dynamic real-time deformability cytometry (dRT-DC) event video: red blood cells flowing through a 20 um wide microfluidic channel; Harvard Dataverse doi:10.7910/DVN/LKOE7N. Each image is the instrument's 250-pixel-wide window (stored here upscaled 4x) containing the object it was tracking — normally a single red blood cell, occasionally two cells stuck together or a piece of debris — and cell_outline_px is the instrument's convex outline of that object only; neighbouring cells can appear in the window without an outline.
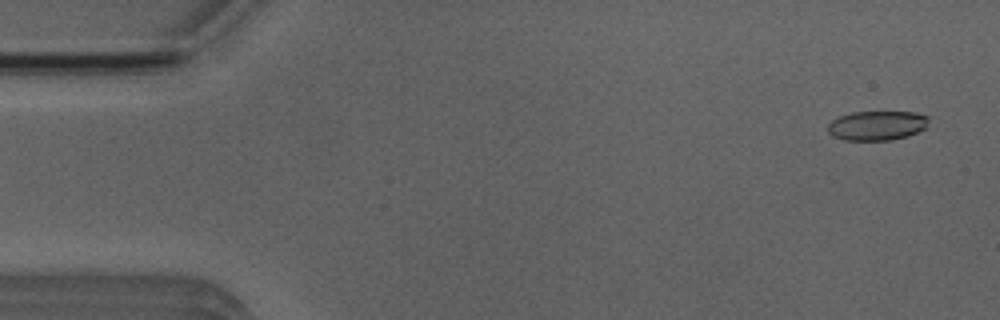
{"species": "Egyptian fruit bat (a non-hibernating species)", "species_latin": "Rousettus aegyptiacus", "temperature_condition": "room temperature", "stored_images_in_passage": 6, "camera_frame_rate_fps": 3000, "um_per_image_px": 0.085, "animal": {"sex": "male"}, "frame": {"image": 1, "passage_image": 1, "time_ms": 0.0, "image_size_px": [1000, 320], "cell_outline_px": [[928, 120], [924, 128], [908, 136], [892, 140], [844, 140], [832, 136], [828, 132], [828, 124], [832, 120], [840, 116], [852, 112], [916, 112], [928, 116]], "centroid_in_image_um": [74.52, 10.67], "position_along_channel_um": 10.5, "area_um2": 17.28}}
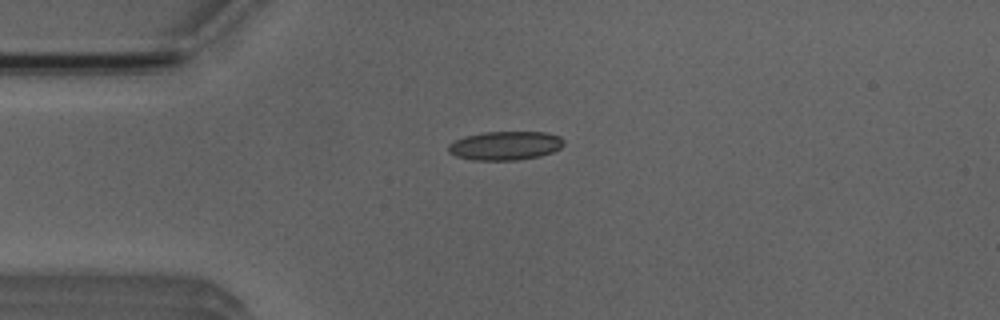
{"frame": {"image": 2, "passage_image": 4, "time_ms": 3.333, "image_size_px": [1000, 320], "cell_outline_px": [[564, 144], [560, 148], [552, 152], [540, 156], [516, 160], [472, 160], [456, 156], [448, 152], [448, 144], [456, 140], [468, 136], [484, 132], [544, 132], [560, 136], [564, 140]], "centroid_in_image_um": [42.96, 12.38], "position_along_channel_um": 42.0, "area_um2": 19.31}}
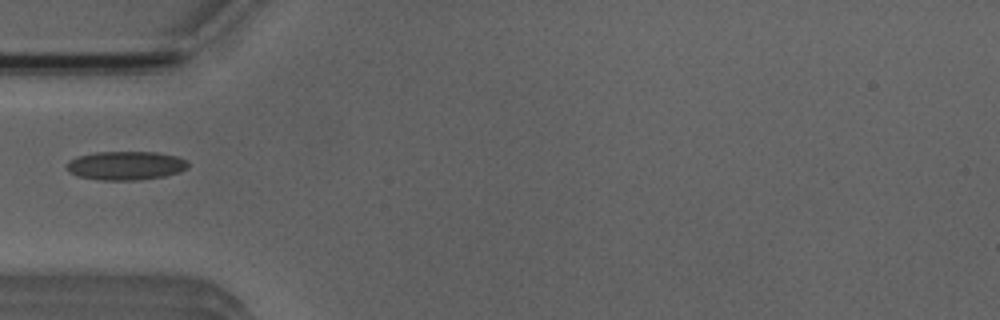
{"frame": {"image": 3, "passage_image": 5, "time_ms": 4.667, "image_size_px": [1000, 320], "cell_outline_px": [[188, 168], [180, 172], [164, 176], [136, 180], [100, 180], [76, 176], [68, 172], [68, 160], [76, 156], [96, 152], [156, 152], [176, 156], [188, 160]], "centroid_in_image_um": [10.68, 14.07], "position_along_channel_um": 74.3, "area_um2": 20.46}}